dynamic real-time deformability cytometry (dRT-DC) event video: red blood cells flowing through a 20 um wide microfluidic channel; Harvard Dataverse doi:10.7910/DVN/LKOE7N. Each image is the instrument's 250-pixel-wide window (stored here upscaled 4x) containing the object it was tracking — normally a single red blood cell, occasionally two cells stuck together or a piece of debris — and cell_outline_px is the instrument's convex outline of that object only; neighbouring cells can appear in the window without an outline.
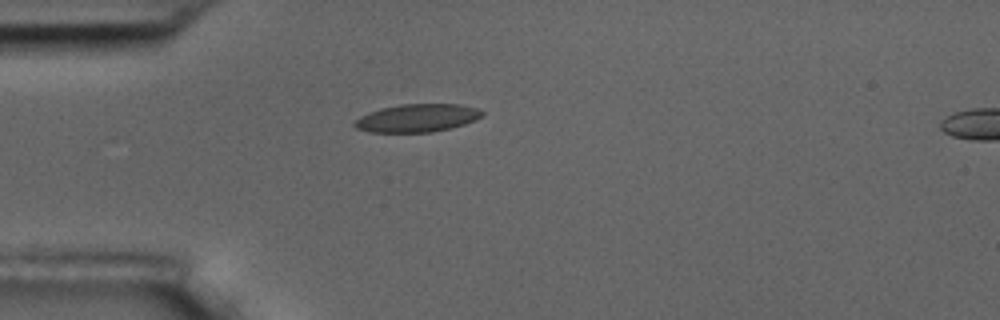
{"species": "common noctule bat (a hibernating species)", "species_latin": "Nyctalus noctula", "temperature_condition": "room temperature", "stored_images_in_passage": 42, "camera_frame_rate_fps": 3000, "um_per_image_px": 0.085, "animal": {"sex": "male", "body_mass_g": 17.5, "forearm_length_mm": 52.3}, "frame": {"image": 1, "passage_image": 1, "time_ms": 0.0, "image_size_px": [1000, 320], "cell_outline_px": [[484, 116], [476, 120], [452, 128], [432, 132], [368, 132], [356, 128], [352, 124], [360, 116], [368, 112], [380, 108], [400, 104], [460, 104], [476, 108], [484, 112]], "centroid_in_image_um": [35.46, 10.03], "position_along_channel_um": 49.5, "area_um2": 20.98}}
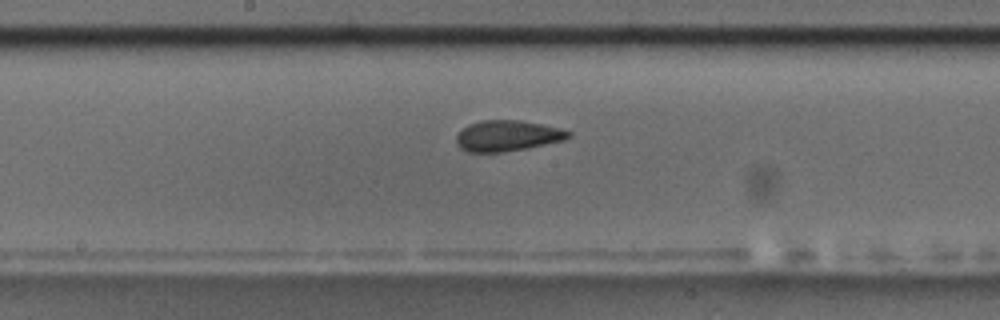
{"frame": {"image": 2, "passage_image": 15, "time_ms": 4.667, "image_size_px": [1000, 320], "cell_outline_px": [[572, 136], [564, 140], [528, 148], [500, 152], [468, 152], [460, 148], [456, 144], [456, 136], [468, 124], [484, 120], [516, 120], [540, 124], [560, 128], [572, 132]], "centroid_in_image_um": [43.13, 11.55], "position_along_channel_um": 205.1, "area_um2": 20.06}}
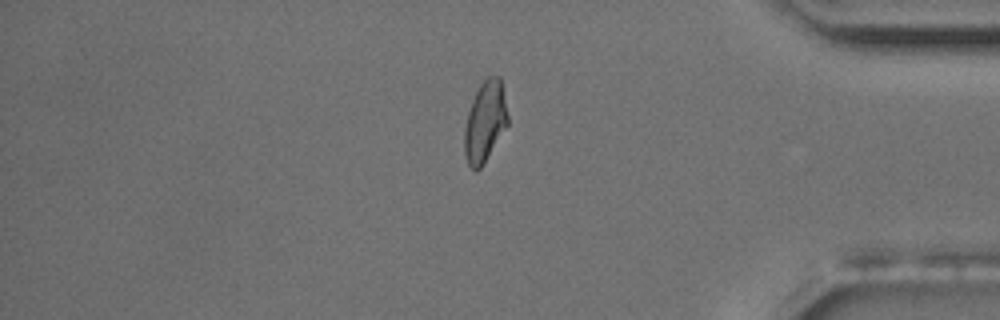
{"frame": {"image": 3, "passage_image": 33, "time_ms": 10.667, "image_size_px": [1000, 320], "cell_outline_px": [[508, 124], [480, 168], [476, 172], [468, 164], [464, 152], [464, 132], [468, 112], [472, 100], [480, 84], [488, 76], [500, 76], [508, 116]], "centroid_in_image_um": [41.22, 10.33], "position_along_channel_um": 394.0, "area_um2": 20.06}, "authors_computed_cell_mechanics": {"area_um2": 20.5479, "velocity_mm_per_s": 3.5892, "shape_relaxation_time_tau1_ms": 11.3432, "shape_relaxation_time_tau2_ms": 2.2209, "deformation_change_tau1": 0.2119, "deformation_change_tau2": 0.0864}}